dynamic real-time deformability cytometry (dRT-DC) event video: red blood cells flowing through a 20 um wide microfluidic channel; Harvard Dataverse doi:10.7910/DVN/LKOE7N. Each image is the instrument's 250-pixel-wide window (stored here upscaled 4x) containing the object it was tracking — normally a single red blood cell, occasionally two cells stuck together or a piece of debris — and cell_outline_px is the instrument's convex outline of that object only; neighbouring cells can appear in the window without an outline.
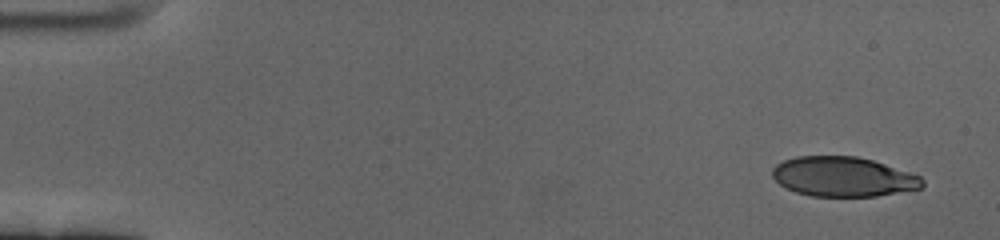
{"species": "human", "species_latin": "Homo sapiens", "temperature_condition": "cold", "stored_images_in_passage": 58, "camera_frame_rate_fps": 3000, "um_per_image_px": 0.085, "donor": {"sex": "female"}, "frame": {"image": 1, "passage_image": 1, "time_ms": 0.0, "image_size_px": [1000, 240], "cell_outline_px": [[924, 184], [920, 188], [876, 196], [812, 196], [796, 192], [784, 188], [772, 176], [772, 168], [776, 164], [784, 160], [796, 156], [856, 156], [872, 160], [920, 176], [924, 180]], "centroid_in_image_um": [71.63, 15.02], "position_along_channel_um": 13.4, "area_um2": 34.56}}
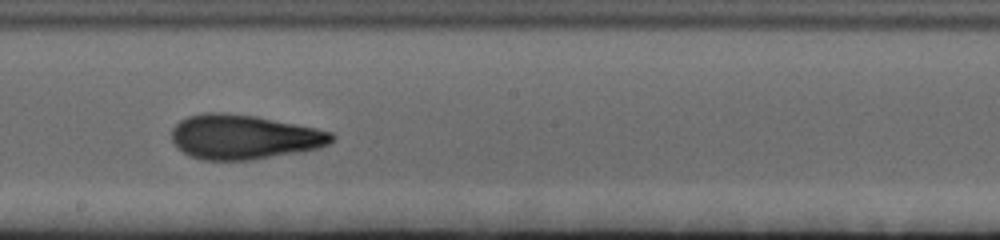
{"frame": {"image": 2, "passage_image": 32, "time_ms": 10.333, "image_size_px": [1000, 240], "cell_outline_px": [[336, 136], [328, 144], [320, 148], [252, 160], [200, 160], [176, 148], [172, 140], [172, 128], [180, 120], [188, 116], [204, 112], [224, 112], [256, 116], [316, 128], [332, 132]], "centroid_in_image_um": [20.71, 11.64], "position_along_channel_um": 227.5, "area_um2": 41.67}}
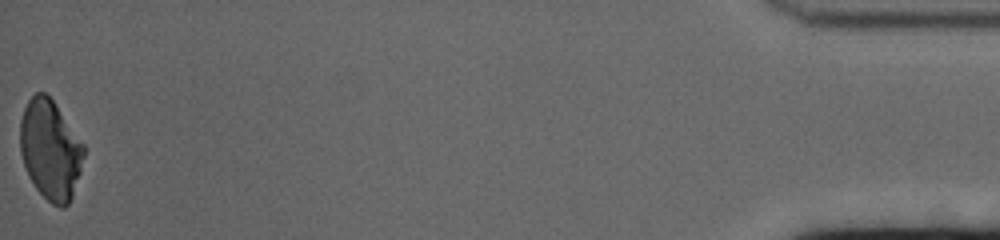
{"frame": {"image": 3, "passage_image": 58, "time_ms": 19.0, "image_size_px": [1000, 240], "cell_outline_px": [[84, 156], [80, 172], [72, 196], [68, 204], [64, 208], [60, 208], [52, 204], [36, 188], [28, 176], [20, 152], [20, 120], [24, 108], [28, 100], [36, 92], [44, 92], [52, 100], [84, 144]], "centroid_in_image_um": [4.27, 12.74], "position_along_channel_um": 430.9, "area_um2": 36.76}, "authors_computed_cell_mechanics": {"area_um2": 39.3907, "velocity_mm_per_s": 3.3821, "shape_relaxation_time_tau1_ms": 7.3692, "shape_relaxation_time_tau2_ms": 1.9316, "deformation_change_tau1": 0.2227, "deformation_change_tau2": 0.087}}